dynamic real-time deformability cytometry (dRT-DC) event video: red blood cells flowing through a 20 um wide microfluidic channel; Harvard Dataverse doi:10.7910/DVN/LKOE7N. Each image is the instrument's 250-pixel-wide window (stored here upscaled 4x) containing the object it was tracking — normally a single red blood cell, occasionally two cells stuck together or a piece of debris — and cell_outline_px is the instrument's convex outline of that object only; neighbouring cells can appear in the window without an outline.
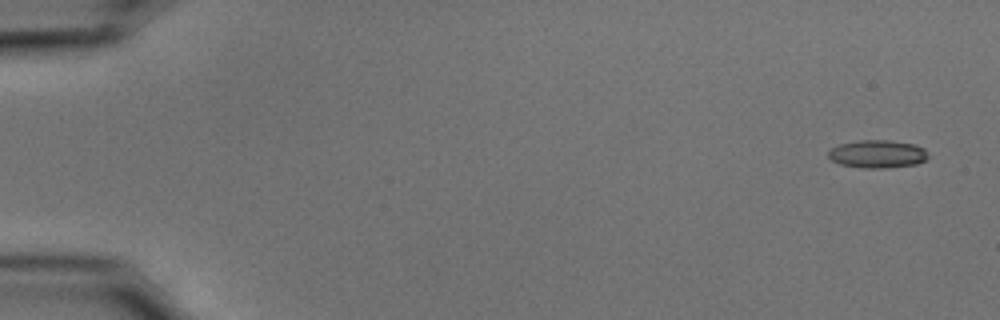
{"species": "common noctule bat (a hibernating species)", "species_latin": "Nyctalus noctula", "temperature_condition": "cold", "stored_images_in_passage": 53, "camera_frame_rate_fps": 3000, "um_per_image_px": 0.085, "animal": {"sex": "male", "body_mass_g": 15.6}, "frame": {"image": 1, "passage_image": 1, "time_ms": 0.0, "image_size_px": [1000, 320], "cell_outline_px": [[928, 156], [924, 160], [916, 164], [884, 168], [864, 168], [840, 164], [832, 160], [828, 156], [828, 152], [832, 148], [840, 144], [860, 140], [888, 140], [916, 144], [924, 148]], "centroid_in_image_um": [74.59, 13.08], "position_along_channel_um": 10.4, "area_um2": 16.13}}
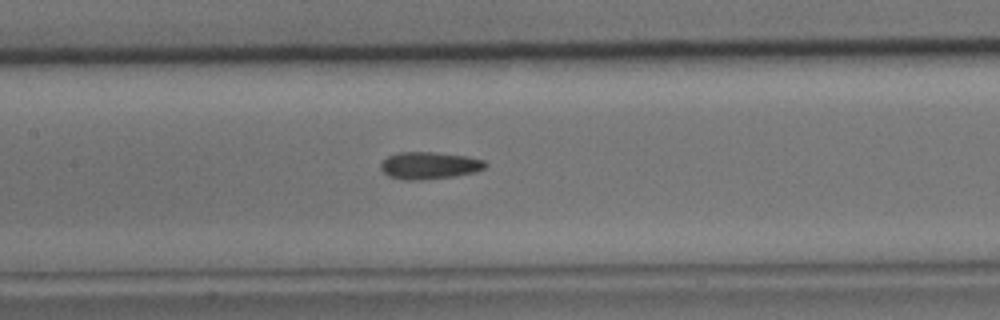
{"frame": {"image": 2, "passage_image": 25, "time_ms": 8.0, "image_size_px": [1000, 320], "cell_outline_px": [[488, 164], [484, 168], [472, 172], [456, 176], [420, 180], [404, 180], [388, 176], [380, 168], [380, 164], [388, 156], [396, 152], [436, 152], [468, 156], [484, 160]], "centroid_in_image_um": [36.48, 14.06], "position_along_channel_um": 170.9, "area_um2": 16.65}}
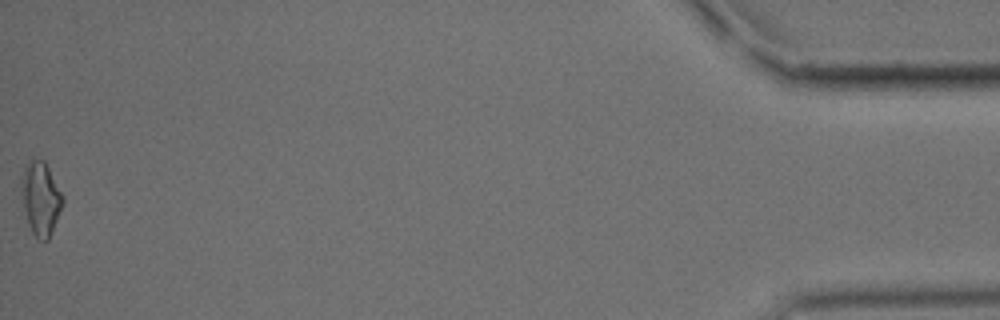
{"frame": {"image": 3, "passage_image": 53, "time_ms": 17.333, "image_size_px": [1000, 320], "cell_outline_px": [[64, 200], [48, 240], [40, 240], [32, 232], [28, 224], [20, 192], [20, 180], [24, 168], [28, 160], [44, 160], [64, 196]], "centroid_in_image_um": [3.44, 16.84], "position_along_channel_um": 431.8, "area_um2": 17.57}, "authors_computed_cell_mechanics": {"area_um2": 16.1262, "velocity_mm_per_s": 3.7587, "shape_relaxation_time_tau1_ms": null, "shape_relaxation_time_tau2_ms": 6.9139, "deformation_change_tau1": null, "deformation_change_tau2": 0.1511}}